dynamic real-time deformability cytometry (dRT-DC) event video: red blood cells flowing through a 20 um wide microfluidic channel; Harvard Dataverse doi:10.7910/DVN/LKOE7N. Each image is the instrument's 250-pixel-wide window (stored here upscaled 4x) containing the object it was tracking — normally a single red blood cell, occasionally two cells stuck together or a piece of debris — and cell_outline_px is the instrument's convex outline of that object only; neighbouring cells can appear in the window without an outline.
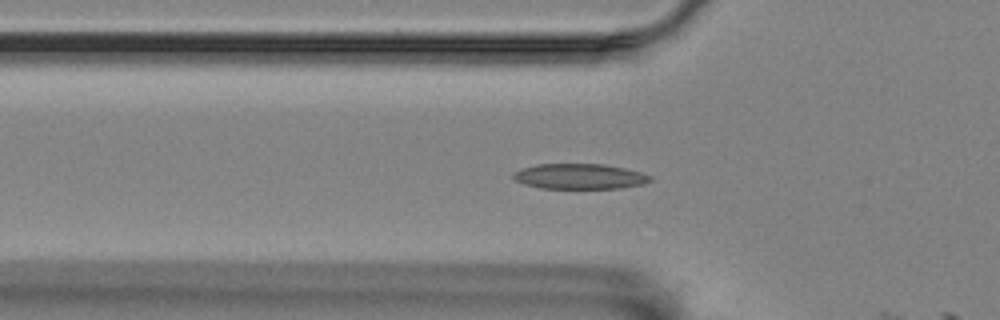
{"species": "Egyptian fruit bat (a non-hibernating species)", "species_latin": "Rousettus aegyptiacus", "temperature_condition": "room temperature", "stored_images_in_passage": 20, "camera_frame_rate_fps": 3000, "um_per_image_px": 0.085, "animal": {"sex": "female"}, "frame": {"image": 1, "passage_image": 19, "time_ms": 6.0, "image_size_px": [1000, 320], "cell_outline_px": [[652, 180], [644, 184], [620, 188], [540, 188], [524, 184], [516, 180], [512, 176], [512, 172], [520, 168], [536, 164], [604, 164], [624, 168], [640, 172], [652, 176]], "centroid_in_image_um": [49.25, 14.99], "position_along_channel_um": 76.6, "area_um2": 20.29}}